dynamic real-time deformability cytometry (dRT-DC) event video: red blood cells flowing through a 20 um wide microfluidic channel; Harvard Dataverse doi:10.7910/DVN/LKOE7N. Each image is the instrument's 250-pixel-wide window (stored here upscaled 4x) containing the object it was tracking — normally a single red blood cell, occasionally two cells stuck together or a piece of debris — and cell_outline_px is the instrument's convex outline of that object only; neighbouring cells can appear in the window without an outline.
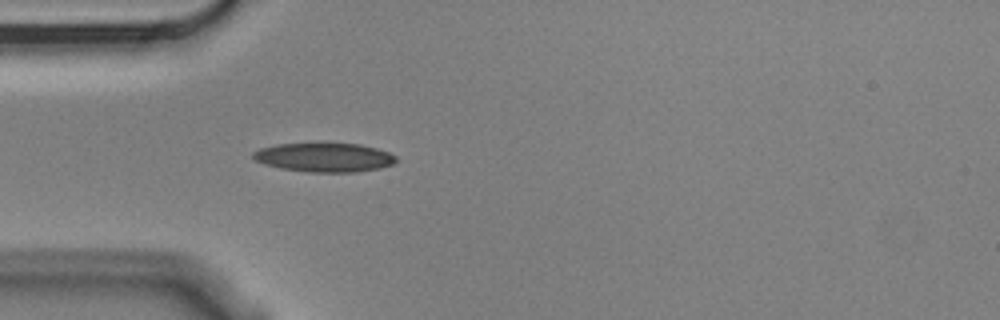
{"species": "Egyptian fruit bat (a non-hibernating species)", "species_latin": "Rousettus aegyptiacus", "temperature_condition": "cold", "stored_images_in_passage": 5, "camera_frame_rate_fps": 3000, "um_per_image_px": 0.085, "animal": {"sex": "male"}, "frame": {"image": 1, "passage_image": 5, "time_ms": 1.333, "image_size_px": [1000, 320], "cell_outline_px": [[396, 160], [392, 164], [380, 168], [356, 172], [308, 172], [280, 168], [256, 160], [252, 156], [252, 152], [260, 148], [276, 144], [360, 144], [376, 148], [388, 152], [396, 156]], "centroid_in_image_um": [27.58, 13.38], "position_along_channel_um": 57.4, "area_um2": 23.87}}